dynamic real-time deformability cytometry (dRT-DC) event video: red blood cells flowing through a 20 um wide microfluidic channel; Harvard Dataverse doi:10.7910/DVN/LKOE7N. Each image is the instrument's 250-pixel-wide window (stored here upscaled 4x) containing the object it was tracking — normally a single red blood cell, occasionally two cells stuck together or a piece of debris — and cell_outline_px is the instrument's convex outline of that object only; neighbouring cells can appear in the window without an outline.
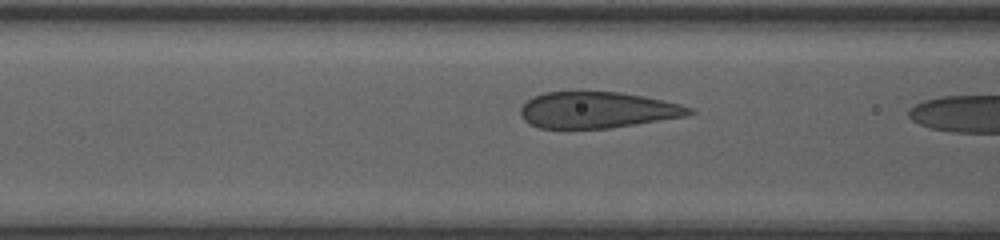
{"species": "human", "species_latin": "Homo sapiens", "temperature_condition": "room temperature", "stored_images_in_passage": 8, "camera_frame_rate_fps": 3000, "um_per_image_px": 0.085, "donor": {"sex": "female"}, "frame": {"image": 1, "passage_image": 7, "time_ms": 2.0, "image_size_px": [1000, 240], "cell_outline_px": [[696, 112], [688, 116], [636, 124], [608, 128], [540, 128], [524, 120], [520, 116], [520, 108], [532, 96], [544, 92], [620, 92], [644, 96], [680, 104], [692, 108]], "centroid_in_image_um": [50.79, 9.35], "position_along_channel_um": 115.8, "area_um2": 35.6}}